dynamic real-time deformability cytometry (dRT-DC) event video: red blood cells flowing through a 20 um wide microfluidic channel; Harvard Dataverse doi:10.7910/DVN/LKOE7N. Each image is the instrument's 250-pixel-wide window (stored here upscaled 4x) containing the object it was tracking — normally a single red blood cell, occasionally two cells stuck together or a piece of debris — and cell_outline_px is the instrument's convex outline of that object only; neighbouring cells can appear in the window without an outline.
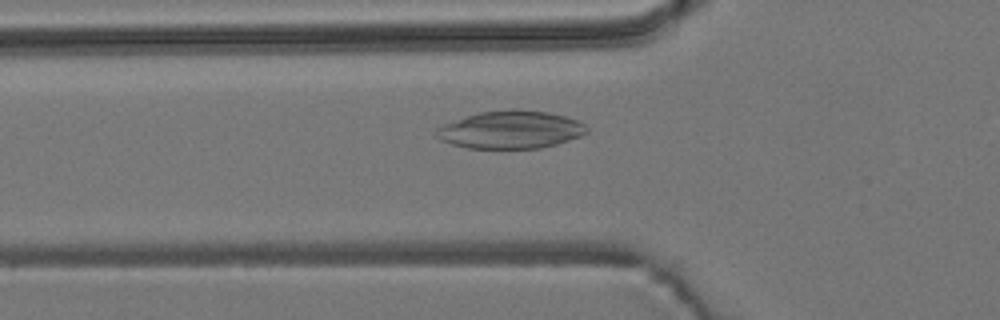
{"species": "common noctule bat (a hibernating species)", "species_latin": "Nyctalus noctula", "temperature_condition": "room temperature", "stored_images_in_passage": 44, "camera_frame_rate_fps": 3000, "um_per_image_px": 0.085, "animal": {"sex": "male", "body_mass_g": 19.2, "forearm_length_mm": 51.8}, "frame": {"image": 1, "passage_image": 9, "time_ms": 2.667, "image_size_px": [1000, 320], "cell_outline_px": [[588, 132], [580, 136], [556, 144], [540, 148], [468, 148], [452, 144], [440, 140], [436, 136], [436, 128], [444, 124], [480, 112], [512, 108], [516, 108], [548, 112], [564, 116], [576, 120], [584, 124], [588, 128]], "centroid_in_image_um": [43.41, 11.02], "position_along_channel_um": 82.4, "area_um2": 33.0}}
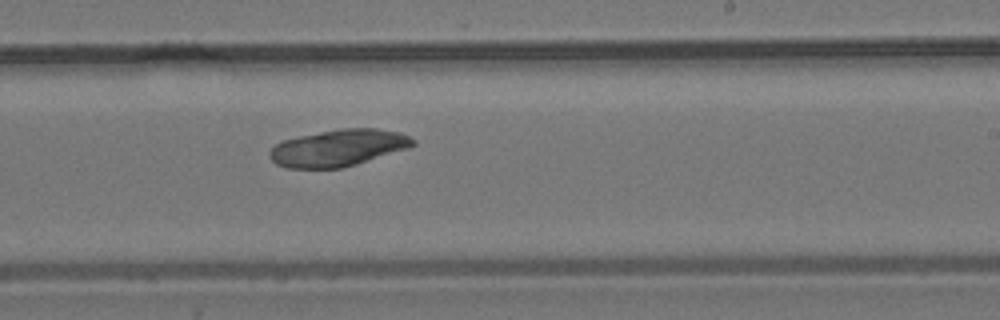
{"frame": {"image": 2, "passage_image": 23, "time_ms": 7.333, "image_size_px": [1000, 320], "cell_outline_px": [[416, 144], [408, 148], [356, 164], [340, 168], [288, 168], [276, 164], [268, 156], [268, 152], [276, 144], [284, 140], [300, 136], [340, 128], [376, 128], [400, 132], [416, 140]], "centroid_in_image_um": [28.76, 12.57], "position_along_channel_um": 260.2, "area_um2": 30.58}}
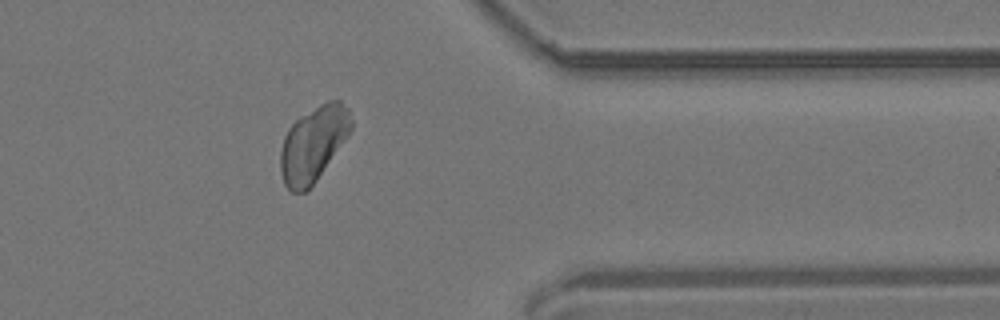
{"frame": {"image": 3, "passage_image": 34, "time_ms": 11.0, "image_size_px": [1000, 320], "cell_outline_px": [[352, 128], [348, 136], [316, 180], [304, 192], [292, 192], [284, 184], [280, 172], [280, 152], [284, 136], [288, 128], [300, 116], [320, 104], [328, 100], [340, 100], [348, 108], [352, 120]], "centroid_in_image_um": [26.63, 12.21], "position_along_channel_um": 384.8, "area_um2": 30.81}}